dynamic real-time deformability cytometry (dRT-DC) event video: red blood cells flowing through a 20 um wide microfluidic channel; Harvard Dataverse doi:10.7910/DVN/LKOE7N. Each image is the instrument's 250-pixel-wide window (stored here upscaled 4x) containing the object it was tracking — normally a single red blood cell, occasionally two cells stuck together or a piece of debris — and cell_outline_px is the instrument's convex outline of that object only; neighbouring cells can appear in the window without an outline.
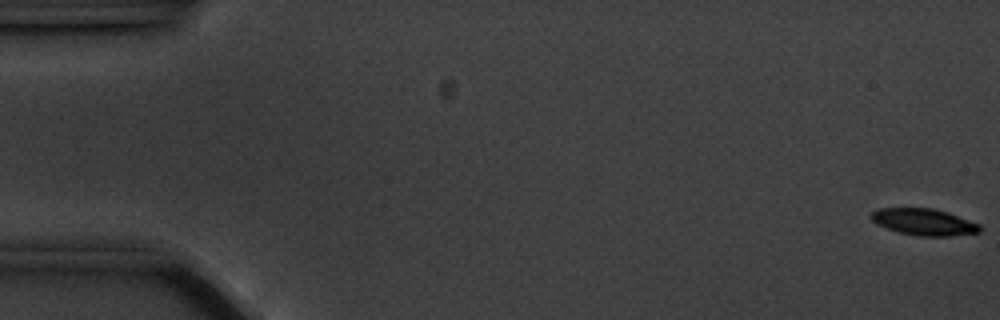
{"species": "common noctule bat (a hibernating species)", "species_latin": "Nyctalus noctula", "temperature_condition": "cold", "stored_images_in_passage": 57, "camera_frame_rate_fps": 3000, "um_per_image_px": 0.085, "animal": {"sex": "male", "body_mass_g": 20.1, "forearm_length_mm": 53.5}, "frame": {"image": 1, "passage_image": 1, "time_ms": 0.0, "image_size_px": [1000, 320], "cell_outline_px": [[980, 232], [952, 236], [920, 236], [900, 232], [876, 224], [872, 220], [872, 212], [880, 208], [932, 208], [980, 224]], "centroid_in_image_um": [78.53, 18.87], "position_along_channel_um": 6.5, "area_um2": 16.47}}
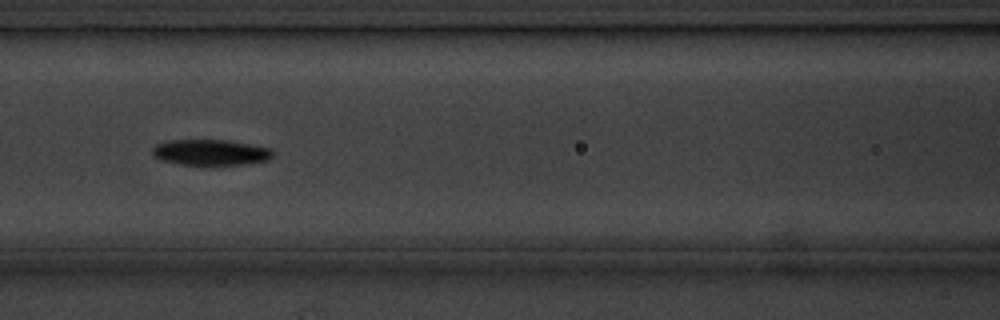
{"frame": {"image": 2, "passage_image": 25, "time_ms": 8.0, "image_size_px": [1000, 320], "cell_outline_px": [[272, 156], [268, 160], [248, 164], [216, 168], [212, 168], [180, 164], [160, 160], [152, 156], [152, 148], [156, 144], [168, 140], [228, 140], [268, 148], [272, 152]], "centroid_in_image_um": [17.86, 13.01], "position_along_channel_um": 148.7, "area_um2": 18.96}}
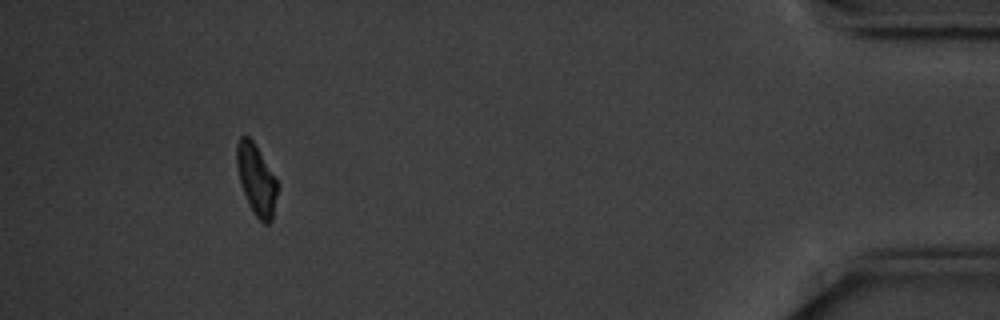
{"frame": {"image": 3, "passage_image": 53, "time_ms": 17.333, "image_size_px": [1000, 320], "cell_outline_px": [[276, 196], [272, 220], [268, 224], [264, 224], [252, 212], [244, 192], [240, 180], [236, 164], [236, 144], [240, 136], [248, 136], [252, 140], [276, 176]], "centroid_in_image_um": [21.78, 15.25], "position_along_channel_um": 413.4, "area_um2": 16.53}, "authors_computed_cell_mechanics": {"area_um2": 17.629, "velocity_mm_per_s": 3.5213, "shape_relaxation_time_tau1_ms": 2.5497, "shape_relaxation_time_tau2_ms": null, "deformation_change_tau1": 0.1029, "deformation_change_tau2": null}}